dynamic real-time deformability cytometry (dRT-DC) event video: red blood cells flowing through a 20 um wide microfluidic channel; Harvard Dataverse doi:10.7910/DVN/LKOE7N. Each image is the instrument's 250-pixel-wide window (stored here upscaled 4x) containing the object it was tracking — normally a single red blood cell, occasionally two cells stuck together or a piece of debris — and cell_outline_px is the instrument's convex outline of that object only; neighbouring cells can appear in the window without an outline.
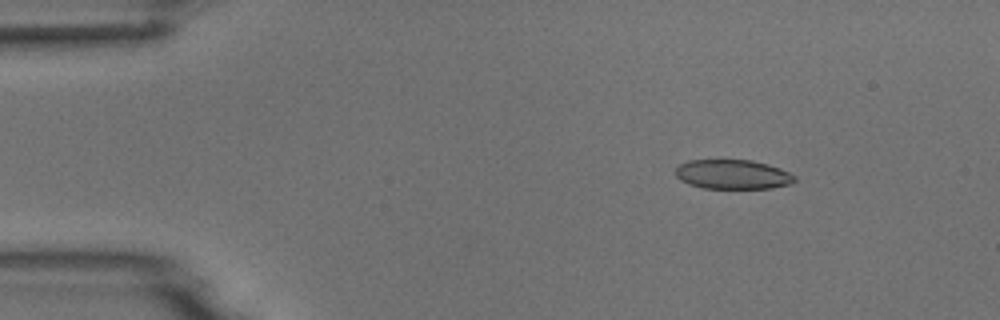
{"species": "common noctule bat (a hibernating species)", "species_latin": "Nyctalus noctula", "temperature_condition": "room temperature", "stored_images_in_passage": 8, "camera_frame_rate_fps": 3000, "um_per_image_px": 0.085, "animal": {"sex": "male", "body_mass_g": 18.8}, "frame": {"image": 1, "passage_image": 3, "time_ms": 2.333, "image_size_px": [1000, 320], "cell_outline_px": [[796, 180], [792, 184], [772, 188], [704, 188], [688, 184], [680, 180], [676, 176], [676, 168], [680, 164], [688, 160], [752, 160], [768, 164], [780, 168], [796, 176]], "centroid_in_image_um": [62.3, 14.82], "position_along_channel_um": 22.7, "area_um2": 20.52}}
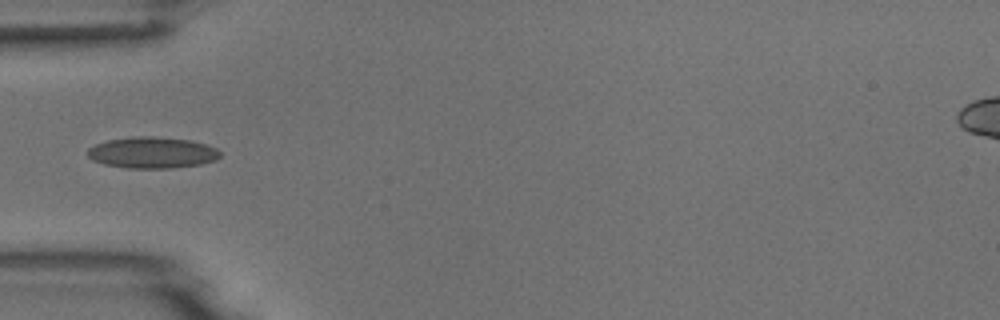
{"frame": {"image": 2, "passage_image": 5, "time_ms": 5.667, "image_size_px": [1000, 320], "cell_outline_px": [[220, 156], [216, 160], [200, 164], [172, 168], [128, 168], [104, 164], [92, 160], [88, 156], [88, 148], [96, 144], [108, 140], [132, 136], [152, 136], [192, 140], [216, 148], [220, 152]], "centroid_in_image_um": [12.93, 12.97], "position_along_channel_um": 72.1, "area_um2": 24.16}}